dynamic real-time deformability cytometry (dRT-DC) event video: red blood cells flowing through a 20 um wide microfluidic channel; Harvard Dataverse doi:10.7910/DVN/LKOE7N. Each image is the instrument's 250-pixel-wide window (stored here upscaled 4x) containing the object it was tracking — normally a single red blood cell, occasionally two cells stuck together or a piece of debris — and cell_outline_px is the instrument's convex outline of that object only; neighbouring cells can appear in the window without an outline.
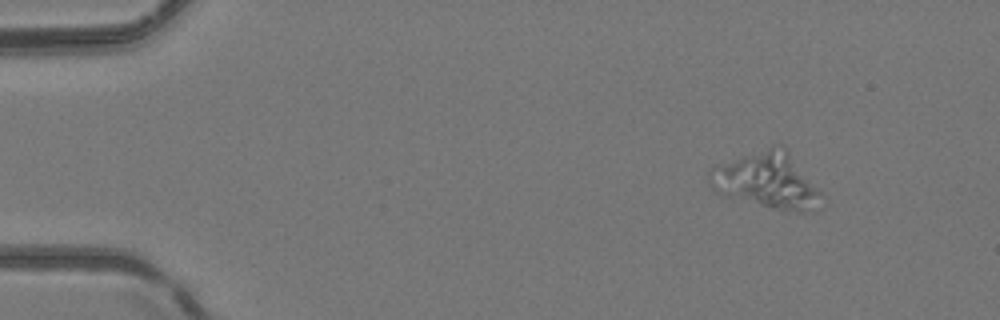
{"species": "common noctule bat (a hibernating species)", "species_latin": "Nyctalus noctula", "temperature_condition": "room temperature", "stored_images_in_passage": 51, "camera_frame_rate_fps": 3000, "um_per_image_px": 0.085, "animal": {"sex": "female", "body_mass_g": 24.6, "forearm_length_mm": 56.2}, "frame": {"image": 1, "passage_image": 7, "time_ms": 2.0, "image_size_px": [1000, 320], "cell_outline_px": [[820, 192], [804, 212], [796, 212], [772, 208], [720, 196], [708, 184], [708, 172], [712, 168], [772, 144], [784, 148], [788, 152]], "centroid_in_image_um": [65.03, 15.33], "position_along_channel_um": 20.0, "area_um2": 35.08}}
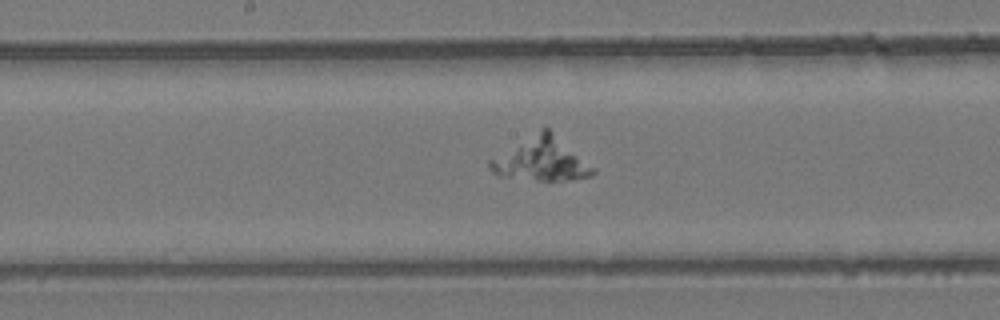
{"frame": {"image": 2, "passage_image": 28, "time_ms": 9.0, "image_size_px": [1000, 320], "cell_outline_px": [[596, 172], [592, 176], [572, 180], [536, 180], [496, 176], [488, 168], [488, 160], [544, 124], [596, 168]], "centroid_in_image_um": [45.99, 13.52], "position_along_channel_um": 202.2, "area_um2": 26.65}}
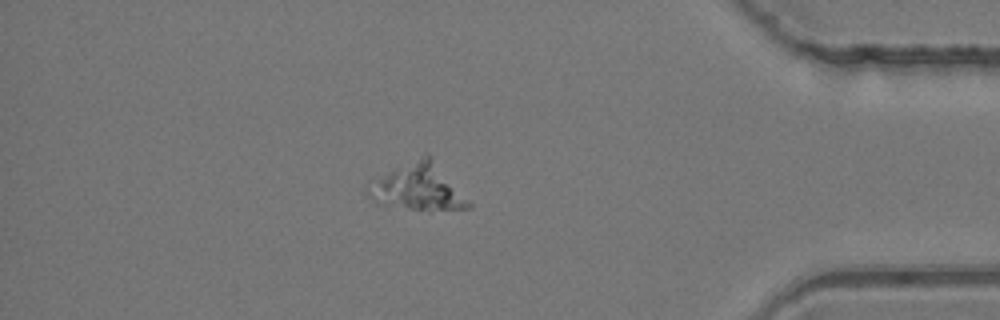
{"frame": {"image": 3, "passage_image": 45, "time_ms": 14.667, "image_size_px": [1000, 320], "cell_outline_px": [[472, 208], [428, 212], [380, 204], [372, 200], [364, 188], [396, 168], [428, 152], [472, 204]], "centroid_in_image_um": [35.59, 15.96], "position_along_channel_um": 399.6, "area_um2": 27.05}}